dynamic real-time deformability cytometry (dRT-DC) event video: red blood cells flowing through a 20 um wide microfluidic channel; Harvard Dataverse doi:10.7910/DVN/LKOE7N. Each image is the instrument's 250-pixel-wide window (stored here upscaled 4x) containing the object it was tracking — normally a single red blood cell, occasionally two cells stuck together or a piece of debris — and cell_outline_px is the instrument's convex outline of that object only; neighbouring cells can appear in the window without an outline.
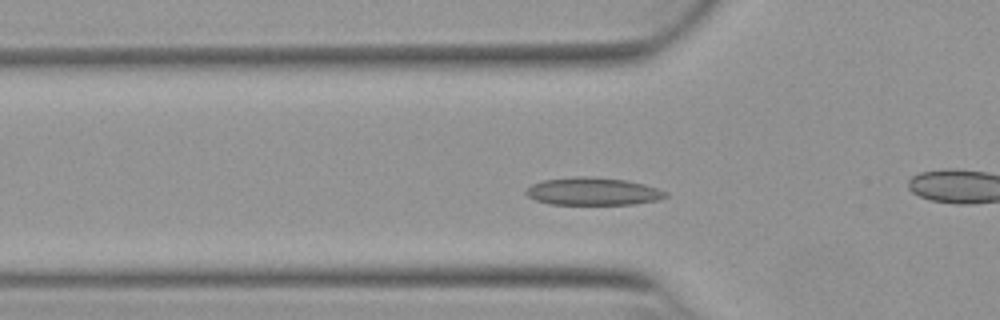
{"species": "Egyptian fruit bat (a non-hibernating species)", "species_latin": "Rousettus aegyptiacus", "temperature_condition": "warm", "stored_images_in_passage": 50, "camera_frame_rate_fps": 3000, "um_per_image_px": 0.085, "animal": {"sex": "female"}, "frame": {"image": 1, "passage_image": 14, "time_ms": 4.333, "image_size_px": [1000, 320], "cell_outline_px": [[668, 196], [660, 200], [632, 204], [548, 204], [536, 200], [528, 196], [524, 192], [532, 184], [544, 180], [576, 176], [584, 176], [624, 180], [644, 184], [668, 192]], "centroid_in_image_um": [50.41, 16.27], "position_along_channel_um": 75.4, "area_um2": 22.37}}
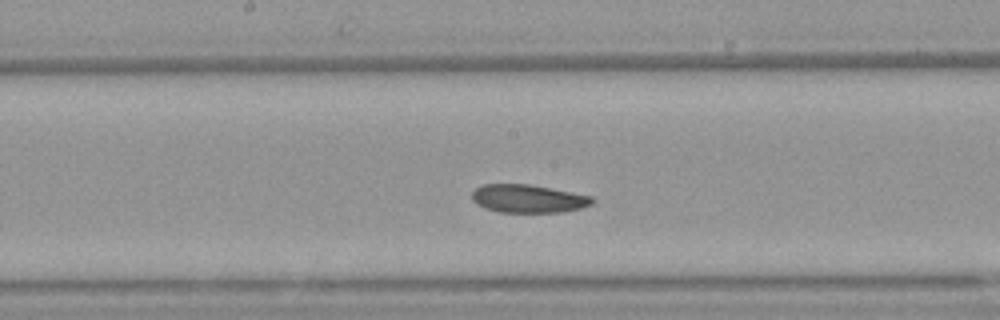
{"frame": {"image": 2, "passage_image": 24, "time_ms": 7.667, "image_size_px": [1000, 320], "cell_outline_px": [[592, 204], [580, 208], [564, 212], [500, 212], [484, 208], [476, 204], [472, 200], [472, 192], [480, 184], [528, 184], [592, 196]], "centroid_in_image_um": [44.84, 16.88], "position_along_channel_um": 203.4, "area_um2": 19.65}}
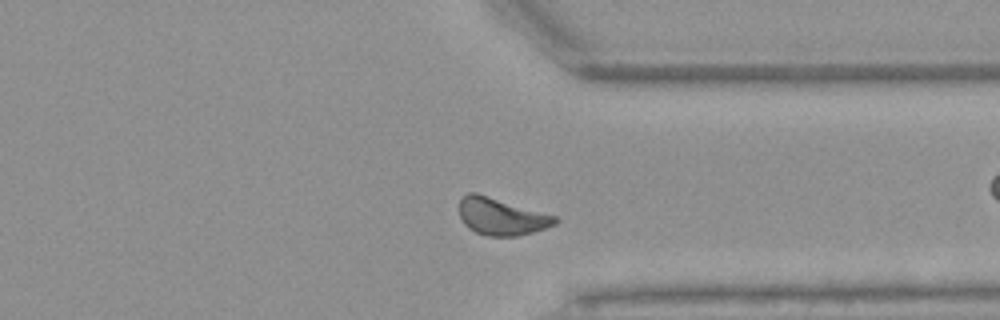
{"frame": {"image": 3, "passage_image": 37, "time_ms": 12.0, "image_size_px": [1000, 320], "cell_outline_px": [[560, 220], [556, 224], [532, 232], [516, 236], [484, 236], [468, 228], [464, 224], [460, 216], [460, 200], [468, 192], [476, 192], [556, 216]], "centroid_in_image_um": [42.61, 18.41], "position_along_channel_um": 368.8, "area_um2": 20.63}, "authors_computed_cell_mechanics": {"area_um2": 20.4901, "velocity_mm_per_s": 3.8475, "shape_relaxation_time_tau1_ms": 2.9741, "shape_relaxation_time_tau2_ms": null, "deformation_change_tau1": 0.0965, "deformation_change_tau2": null}}